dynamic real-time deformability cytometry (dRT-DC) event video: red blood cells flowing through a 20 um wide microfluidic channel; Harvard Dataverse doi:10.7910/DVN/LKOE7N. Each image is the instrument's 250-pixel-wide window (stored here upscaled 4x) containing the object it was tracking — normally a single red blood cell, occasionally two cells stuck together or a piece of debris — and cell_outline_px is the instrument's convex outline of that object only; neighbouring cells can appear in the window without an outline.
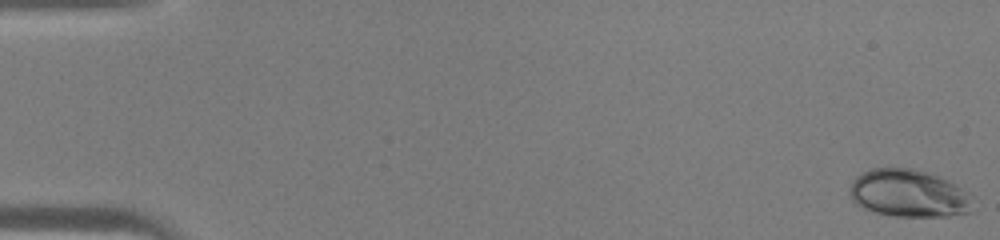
{"species": "human", "species_latin": "Homo sapiens", "temperature_condition": "warm", "stored_images_in_passage": 45, "camera_frame_rate_fps": 3000, "um_per_image_px": 0.085, "donor": {"sex": "male"}, "frame": {"image": 1, "passage_image": 1, "time_ms": 0.0, "image_size_px": [1000, 240], "cell_outline_px": [[972, 212], [948, 216], [896, 216], [876, 212], [864, 208], [856, 204], [852, 200], [848, 192], [852, 180], [856, 176], [872, 168], [912, 168], [932, 172], [940, 176], [968, 192], [972, 196]], "centroid_in_image_um": [77.25, 16.43], "position_along_channel_um": 7.8, "area_um2": 34.39}}
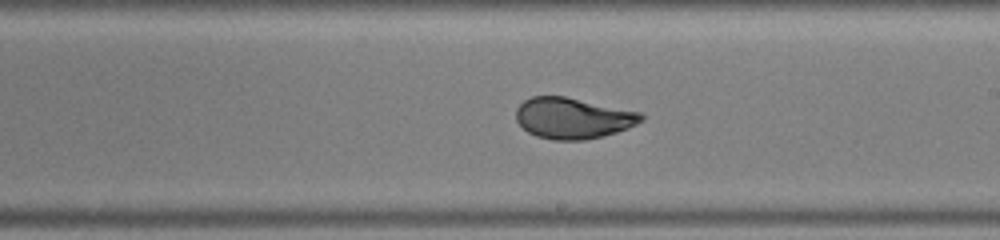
{"frame": {"image": 2, "passage_image": 27, "time_ms": 8.667, "image_size_px": [1000, 240], "cell_outline_px": [[644, 120], [628, 128], [604, 136], [584, 140], [552, 140], [536, 136], [528, 132], [516, 120], [516, 108], [524, 100], [532, 96], [564, 96], [640, 112], [644, 116]], "centroid_in_image_um": [48.69, 10.05], "position_along_channel_um": 240.3, "area_um2": 29.88}}
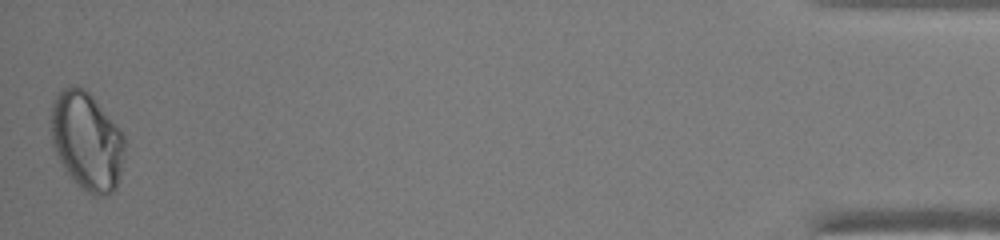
{"frame": {"image": 3, "passage_image": 45, "time_ms": 14.667, "image_size_px": [1000, 240], "cell_outline_px": [[124, 148], [120, 172], [116, 188], [112, 192], [104, 196], [96, 196], [88, 192], [64, 168], [52, 144], [52, 100], [56, 92], [60, 88], [76, 84], [84, 88], [92, 96], [120, 128], [124, 136]], "centroid_in_image_um": [7.38, 11.92], "position_along_channel_um": 427.8, "area_um2": 41.73}}